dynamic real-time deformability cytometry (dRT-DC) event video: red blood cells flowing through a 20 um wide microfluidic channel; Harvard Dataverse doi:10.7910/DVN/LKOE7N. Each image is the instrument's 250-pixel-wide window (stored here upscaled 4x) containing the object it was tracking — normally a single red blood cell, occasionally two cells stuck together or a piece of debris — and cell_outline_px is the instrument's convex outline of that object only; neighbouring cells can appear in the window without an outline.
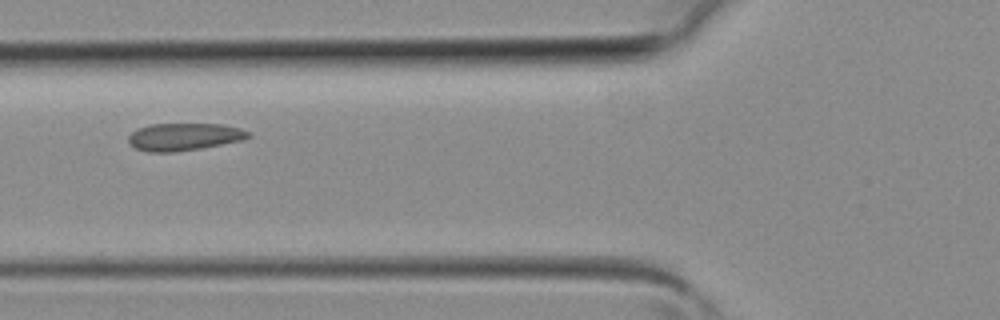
{"species": "common noctule bat (a hibernating species)", "species_latin": "Nyctalus noctula", "temperature_condition": "room temperature", "stored_images_in_passage": 2, "camera_frame_rate_fps": 3000, "um_per_image_px": 0.085, "animal": {"sex": "female", "body_mass_g": 19.3, "forearm_length_mm": 54.1}, "frame": {"image": 1, "passage_image": 2, "time_ms": 0.333, "image_size_px": [1000, 320], "cell_outline_px": [[252, 136], [244, 140], [200, 148], [172, 152], [148, 152], [136, 148], [128, 144], [128, 136], [136, 128], [148, 124], [224, 124], [240, 128], [248, 132]], "centroid_in_image_um": [15.62, 11.62], "position_along_channel_um": 110.2, "area_um2": 19.31}}